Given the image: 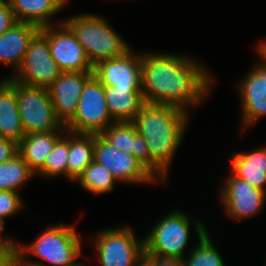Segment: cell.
<instances>
[{"label": "cell", "instance_id": "1", "mask_svg": "<svg viewBox=\"0 0 266 266\" xmlns=\"http://www.w3.org/2000/svg\"><path fill=\"white\" fill-rule=\"evenodd\" d=\"M142 53L141 91L145 103L169 105L190 112L212 92L214 79L192 56Z\"/></svg>", "mask_w": 266, "mask_h": 266}, {"label": "cell", "instance_id": "2", "mask_svg": "<svg viewBox=\"0 0 266 266\" xmlns=\"http://www.w3.org/2000/svg\"><path fill=\"white\" fill-rule=\"evenodd\" d=\"M189 113L174 106L145 103L132 121L146 140L151 160L167 176L190 124Z\"/></svg>", "mask_w": 266, "mask_h": 266}, {"label": "cell", "instance_id": "3", "mask_svg": "<svg viewBox=\"0 0 266 266\" xmlns=\"http://www.w3.org/2000/svg\"><path fill=\"white\" fill-rule=\"evenodd\" d=\"M82 240L72 223L68 226L61 222L59 225H51L32 243L28 245L19 243L14 264L73 266L82 255ZM29 255L44 260V263L30 260L27 258Z\"/></svg>", "mask_w": 266, "mask_h": 266}, {"label": "cell", "instance_id": "4", "mask_svg": "<svg viewBox=\"0 0 266 266\" xmlns=\"http://www.w3.org/2000/svg\"><path fill=\"white\" fill-rule=\"evenodd\" d=\"M63 22L75 34L93 66L98 61L120 57L132 48L101 15L80 13Z\"/></svg>", "mask_w": 266, "mask_h": 266}, {"label": "cell", "instance_id": "5", "mask_svg": "<svg viewBox=\"0 0 266 266\" xmlns=\"http://www.w3.org/2000/svg\"><path fill=\"white\" fill-rule=\"evenodd\" d=\"M163 217L154 223L151 232L144 237V254H158L183 260L186 255L185 248L191 238L192 226L198 237H201L208 227L204 222L198 219L194 221L191 219L193 216L178 209L171 210Z\"/></svg>", "mask_w": 266, "mask_h": 266}, {"label": "cell", "instance_id": "6", "mask_svg": "<svg viewBox=\"0 0 266 266\" xmlns=\"http://www.w3.org/2000/svg\"><path fill=\"white\" fill-rule=\"evenodd\" d=\"M88 242L94 243L99 266H139L144 255V237L139 239L129 225L105 228Z\"/></svg>", "mask_w": 266, "mask_h": 266}, {"label": "cell", "instance_id": "7", "mask_svg": "<svg viewBox=\"0 0 266 266\" xmlns=\"http://www.w3.org/2000/svg\"><path fill=\"white\" fill-rule=\"evenodd\" d=\"M114 122L107 108L104 85L93 75L85 83L77 111L65 128L73 133L100 135Z\"/></svg>", "mask_w": 266, "mask_h": 266}, {"label": "cell", "instance_id": "8", "mask_svg": "<svg viewBox=\"0 0 266 266\" xmlns=\"http://www.w3.org/2000/svg\"><path fill=\"white\" fill-rule=\"evenodd\" d=\"M16 95L25 135L57 131L63 126L56 118L48 88L16 83Z\"/></svg>", "mask_w": 266, "mask_h": 266}, {"label": "cell", "instance_id": "9", "mask_svg": "<svg viewBox=\"0 0 266 266\" xmlns=\"http://www.w3.org/2000/svg\"><path fill=\"white\" fill-rule=\"evenodd\" d=\"M61 73L51 57L48 38L39 31L30 41L20 67L7 77L16 83L48 88Z\"/></svg>", "mask_w": 266, "mask_h": 266}, {"label": "cell", "instance_id": "10", "mask_svg": "<svg viewBox=\"0 0 266 266\" xmlns=\"http://www.w3.org/2000/svg\"><path fill=\"white\" fill-rule=\"evenodd\" d=\"M94 161L109 170L123 184L144 185L159 182L133 154L111 146L100 135H94Z\"/></svg>", "mask_w": 266, "mask_h": 266}, {"label": "cell", "instance_id": "11", "mask_svg": "<svg viewBox=\"0 0 266 266\" xmlns=\"http://www.w3.org/2000/svg\"><path fill=\"white\" fill-rule=\"evenodd\" d=\"M40 31L48 38L51 57L62 72H93L85 50L63 20L42 27Z\"/></svg>", "mask_w": 266, "mask_h": 266}, {"label": "cell", "instance_id": "12", "mask_svg": "<svg viewBox=\"0 0 266 266\" xmlns=\"http://www.w3.org/2000/svg\"><path fill=\"white\" fill-rule=\"evenodd\" d=\"M219 190L225 215L233 220L240 221L259 215L266 203L265 191L253 187L232 172Z\"/></svg>", "mask_w": 266, "mask_h": 266}, {"label": "cell", "instance_id": "13", "mask_svg": "<svg viewBox=\"0 0 266 266\" xmlns=\"http://www.w3.org/2000/svg\"><path fill=\"white\" fill-rule=\"evenodd\" d=\"M241 102L243 128L258 123L266 116V63L256 60L250 72L237 84Z\"/></svg>", "mask_w": 266, "mask_h": 266}, {"label": "cell", "instance_id": "14", "mask_svg": "<svg viewBox=\"0 0 266 266\" xmlns=\"http://www.w3.org/2000/svg\"><path fill=\"white\" fill-rule=\"evenodd\" d=\"M142 52L132 48L124 55L98 61L93 75L104 85L117 88H141Z\"/></svg>", "mask_w": 266, "mask_h": 266}, {"label": "cell", "instance_id": "15", "mask_svg": "<svg viewBox=\"0 0 266 266\" xmlns=\"http://www.w3.org/2000/svg\"><path fill=\"white\" fill-rule=\"evenodd\" d=\"M100 136L111 146L133 154L159 181L165 184L168 176L151 160L146 140L137 132L133 122H114Z\"/></svg>", "mask_w": 266, "mask_h": 266}, {"label": "cell", "instance_id": "16", "mask_svg": "<svg viewBox=\"0 0 266 266\" xmlns=\"http://www.w3.org/2000/svg\"><path fill=\"white\" fill-rule=\"evenodd\" d=\"M93 72H62L48 87L56 118L66 125L75 115L80 94Z\"/></svg>", "mask_w": 266, "mask_h": 266}, {"label": "cell", "instance_id": "17", "mask_svg": "<svg viewBox=\"0 0 266 266\" xmlns=\"http://www.w3.org/2000/svg\"><path fill=\"white\" fill-rule=\"evenodd\" d=\"M31 23L17 22L0 35V64L12 67L16 72L20 67L30 41L40 31Z\"/></svg>", "mask_w": 266, "mask_h": 266}, {"label": "cell", "instance_id": "18", "mask_svg": "<svg viewBox=\"0 0 266 266\" xmlns=\"http://www.w3.org/2000/svg\"><path fill=\"white\" fill-rule=\"evenodd\" d=\"M25 136L18 111L16 82L0 79V137L19 143Z\"/></svg>", "mask_w": 266, "mask_h": 266}, {"label": "cell", "instance_id": "19", "mask_svg": "<svg viewBox=\"0 0 266 266\" xmlns=\"http://www.w3.org/2000/svg\"><path fill=\"white\" fill-rule=\"evenodd\" d=\"M231 172L253 187L266 192V147L232 153Z\"/></svg>", "mask_w": 266, "mask_h": 266}, {"label": "cell", "instance_id": "20", "mask_svg": "<svg viewBox=\"0 0 266 266\" xmlns=\"http://www.w3.org/2000/svg\"><path fill=\"white\" fill-rule=\"evenodd\" d=\"M68 2L69 0H10L9 4L17 21L42 28L55 25V22L51 21L52 16L64 10Z\"/></svg>", "mask_w": 266, "mask_h": 266}, {"label": "cell", "instance_id": "21", "mask_svg": "<svg viewBox=\"0 0 266 266\" xmlns=\"http://www.w3.org/2000/svg\"><path fill=\"white\" fill-rule=\"evenodd\" d=\"M108 111L115 122H132L145 104L141 88L104 86Z\"/></svg>", "mask_w": 266, "mask_h": 266}, {"label": "cell", "instance_id": "22", "mask_svg": "<svg viewBox=\"0 0 266 266\" xmlns=\"http://www.w3.org/2000/svg\"><path fill=\"white\" fill-rule=\"evenodd\" d=\"M63 125L57 131L30 133L18 143V154L36 173L45 163L56 141L65 133Z\"/></svg>", "mask_w": 266, "mask_h": 266}, {"label": "cell", "instance_id": "23", "mask_svg": "<svg viewBox=\"0 0 266 266\" xmlns=\"http://www.w3.org/2000/svg\"><path fill=\"white\" fill-rule=\"evenodd\" d=\"M93 161L94 134H79L69 131L67 179L75 182Z\"/></svg>", "mask_w": 266, "mask_h": 266}, {"label": "cell", "instance_id": "24", "mask_svg": "<svg viewBox=\"0 0 266 266\" xmlns=\"http://www.w3.org/2000/svg\"><path fill=\"white\" fill-rule=\"evenodd\" d=\"M34 175L35 172L17 154L11 160L0 164V190L18 192Z\"/></svg>", "mask_w": 266, "mask_h": 266}, {"label": "cell", "instance_id": "25", "mask_svg": "<svg viewBox=\"0 0 266 266\" xmlns=\"http://www.w3.org/2000/svg\"><path fill=\"white\" fill-rule=\"evenodd\" d=\"M81 188L96 195L113 192L119 183L102 165L93 161L75 181Z\"/></svg>", "mask_w": 266, "mask_h": 266}, {"label": "cell", "instance_id": "26", "mask_svg": "<svg viewBox=\"0 0 266 266\" xmlns=\"http://www.w3.org/2000/svg\"><path fill=\"white\" fill-rule=\"evenodd\" d=\"M208 230L198 237L197 245L183 259L184 266H226L219 248L211 239Z\"/></svg>", "mask_w": 266, "mask_h": 266}, {"label": "cell", "instance_id": "27", "mask_svg": "<svg viewBox=\"0 0 266 266\" xmlns=\"http://www.w3.org/2000/svg\"><path fill=\"white\" fill-rule=\"evenodd\" d=\"M69 154V131L56 141L52 151L48 154L44 165L35 173V176L43 178H57L64 176L67 178V159Z\"/></svg>", "mask_w": 266, "mask_h": 266}, {"label": "cell", "instance_id": "28", "mask_svg": "<svg viewBox=\"0 0 266 266\" xmlns=\"http://www.w3.org/2000/svg\"><path fill=\"white\" fill-rule=\"evenodd\" d=\"M24 201L19 192L0 190V219L4 220L17 213L24 207Z\"/></svg>", "mask_w": 266, "mask_h": 266}, {"label": "cell", "instance_id": "29", "mask_svg": "<svg viewBox=\"0 0 266 266\" xmlns=\"http://www.w3.org/2000/svg\"><path fill=\"white\" fill-rule=\"evenodd\" d=\"M142 263L145 266H184L180 258L162 256L158 254H144Z\"/></svg>", "mask_w": 266, "mask_h": 266}, {"label": "cell", "instance_id": "30", "mask_svg": "<svg viewBox=\"0 0 266 266\" xmlns=\"http://www.w3.org/2000/svg\"><path fill=\"white\" fill-rule=\"evenodd\" d=\"M17 22L9 2L0 3V35Z\"/></svg>", "mask_w": 266, "mask_h": 266}, {"label": "cell", "instance_id": "31", "mask_svg": "<svg viewBox=\"0 0 266 266\" xmlns=\"http://www.w3.org/2000/svg\"><path fill=\"white\" fill-rule=\"evenodd\" d=\"M18 154V143L11 139L0 137V164L11 160Z\"/></svg>", "mask_w": 266, "mask_h": 266}, {"label": "cell", "instance_id": "32", "mask_svg": "<svg viewBox=\"0 0 266 266\" xmlns=\"http://www.w3.org/2000/svg\"><path fill=\"white\" fill-rule=\"evenodd\" d=\"M6 221L0 219V249L8 253L13 259L16 258L18 253V245L19 242L12 239V237H2V233L4 232Z\"/></svg>", "mask_w": 266, "mask_h": 266}, {"label": "cell", "instance_id": "33", "mask_svg": "<svg viewBox=\"0 0 266 266\" xmlns=\"http://www.w3.org/2000/svg\"><path fill=\"white\" fill-rule=\"evenodd\" d=\"M14 259L5 251L0 249V266H11Z\"/></svg>", "mask_w": 266, "mask_h": 266}, {"label": "cell", "instance_id": "34", "mask_svg": "<svg viewBox=\"0 0 266 266\" xmlns=\"http://www.w3.org/2000/svg\"><path fill=\"white\" fill-rule=\"evenodd\" d=\"M256 49L259 55V59L266 63V38L258 43Z\"/></svg>", "mask_w": 266, "mask_h": 266}, {"label": "cell", "instance_id": "35", "mask_svg": "<svg viewBox=\"0 0 266 266\" xmlns=\"http://www.w3.org/2000/svg\"><path fill=\"white\" fill-rule=\"evenodd\" d=\"M73 266H89V265H85V264H81L79 262H76Z\"/></svg>", "mask_w": 266, "mask_h": 266}, {"label": "cell", "instance_id": "36", "mask_svg": "<svg viewBox=\"0 0 266 266\" xmlns=\"http://www.w3.org/2000/svg\"><path fill=\"white\" fill-rule=\"evenodd\" d=\"M15 266H35V265H29V264H15Z\"/></svg>", "mask_w": 266, "mask_h": 266}, {"label": "cell", "instance_id": "37", "mask_svg": "<svg viewBox=\"0 0 266 266\" xmlns=\"http://www.w3.org/2000/svg\"><path fill=\"white\" fill-rule=\"evenodd\" d=\"M10 0H0V3L9 2Z\"/></svg>", "mask_w": 266, "mask_h": 266}]
</instances>
